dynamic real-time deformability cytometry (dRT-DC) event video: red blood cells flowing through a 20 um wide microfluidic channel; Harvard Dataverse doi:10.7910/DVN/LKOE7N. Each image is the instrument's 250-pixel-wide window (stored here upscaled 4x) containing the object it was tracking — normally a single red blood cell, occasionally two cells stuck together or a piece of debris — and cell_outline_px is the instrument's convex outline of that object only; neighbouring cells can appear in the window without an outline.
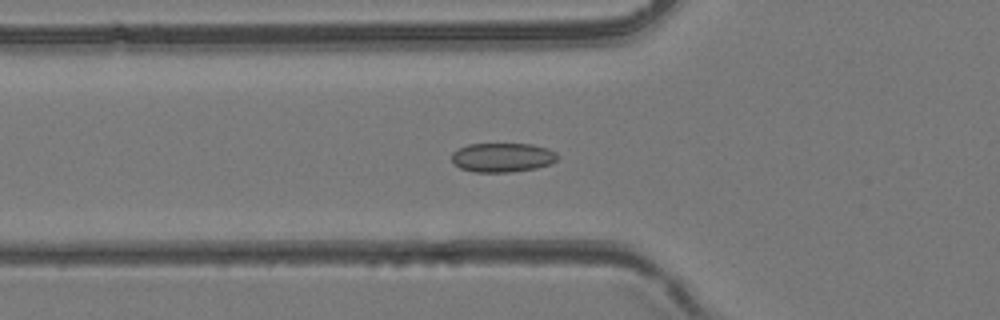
{"species": "common noctule bat (a hibernating species)", "species_latin": "Nyctalus noctula", "temperature_condition": "room temperature", "stored_images_in_passage": 43, "camera_frame_rate_fps": 3000, "um_per_image_px": 0.085, "animal": {"sex": "female", "body_mass_g": 24.6, "forearm_length_mm": 56.2}, "frame": {"image": 1, "passage_image": 15, "time_ms": 4.667, "image_size_px": [1000, 320], "cell_outline_px": [[560, 156], [556, 160], [548, 164], [536, 168], [512, 172], [476, 172], [460, 168], [452, 164], [452, 152], [456, 148], [468, 144], [532, 144], [548, 148], [556, 152]], "centroid_in_image_um": [42.68, 13.38], "position_along_channel_um": 83.1, "area_um2": 18.21}}
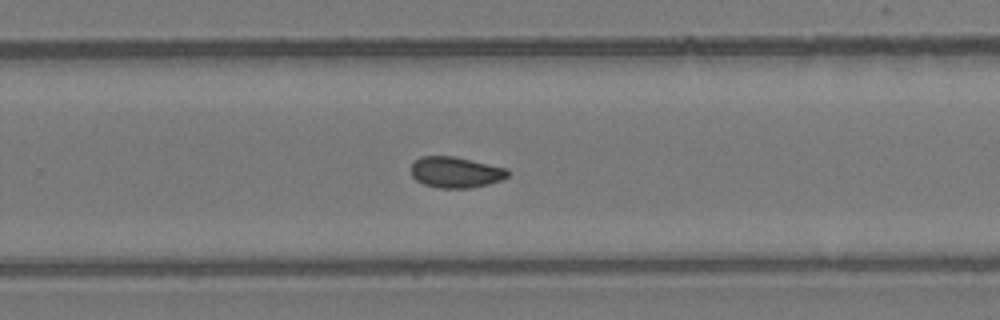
{"frame": {"image": 2, "passage_image": 28, "time_ms": 9.0, "image_size_px": [1000, 320], "cell_outline_px": [[508, 176], [504, 180], [472, 188], [440, 188], [424, 184], [416, 180], [412, 176], [412, 164], [420, 156], [452, 156], [504, 168], [508, 172]], "centroid_in_image_um": [38.72, 14.66], "position_along_channel_um": 291.1, "area_um2": 17.22}}
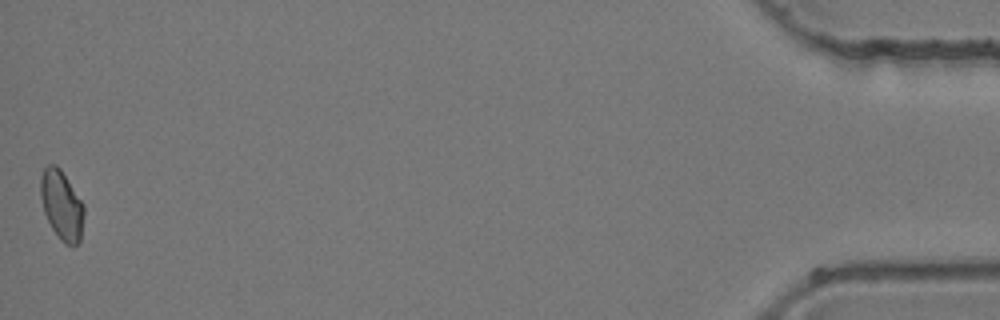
{"frame": {"image": 3, "passage_image": 43, "time_ms": 14.0, "image_size_px": [1000, 320], "cell_outline_px": [[84, 216], [80, 240], [76, 244], [64, 244], [60, 240], [52, 228], [44, 212], [40, 196], [40, 176], [44, 168], [48, 164], [56, 164], [60, 168], [84, 204]], "centroid_in_image_um": [5.23, 17.41], "position_along_channel_um": 430.0, "area_um2": 17.57}}